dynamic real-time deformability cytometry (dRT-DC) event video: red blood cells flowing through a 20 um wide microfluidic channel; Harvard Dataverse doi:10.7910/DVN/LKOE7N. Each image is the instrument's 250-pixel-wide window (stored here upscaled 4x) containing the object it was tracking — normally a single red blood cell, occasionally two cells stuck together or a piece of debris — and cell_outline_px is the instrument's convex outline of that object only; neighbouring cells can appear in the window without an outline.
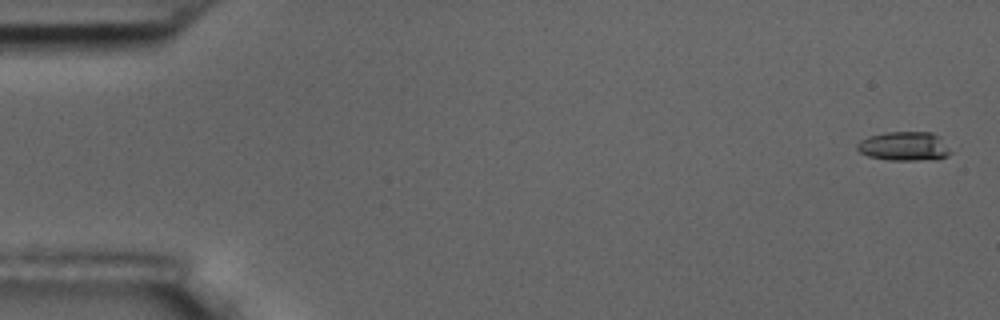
{"species": "common noctule bat (a hibernating species)", "species_latin": "Nyctalus noctula", "temperature_condition": "room temperature", "stored_images_in_passage": 4, "camera_frame_rate_fps": 3000, "um_per_image_px": 0.085, "animal": {"sex": "male", "body_mass_g": 17.5, "forearm_length_mm": 52.3}, "frame": {"image": 1, "passage_image": 1, "time_ms": 0.0, "image_size_px": [1000, 320], "cell_outline_px": [[952, 152], [948, 156], [936, 160], [888, 160], [868, 156], [860, 152], [856, 148], [856, 144], [860, 140], [868, 136], [884, 132], [932, 132], [940, 136]], "centroid_in_image_um": [76.87, 12.43], "position_along_channel_um": 8.1, "area_um2": 16.13}}